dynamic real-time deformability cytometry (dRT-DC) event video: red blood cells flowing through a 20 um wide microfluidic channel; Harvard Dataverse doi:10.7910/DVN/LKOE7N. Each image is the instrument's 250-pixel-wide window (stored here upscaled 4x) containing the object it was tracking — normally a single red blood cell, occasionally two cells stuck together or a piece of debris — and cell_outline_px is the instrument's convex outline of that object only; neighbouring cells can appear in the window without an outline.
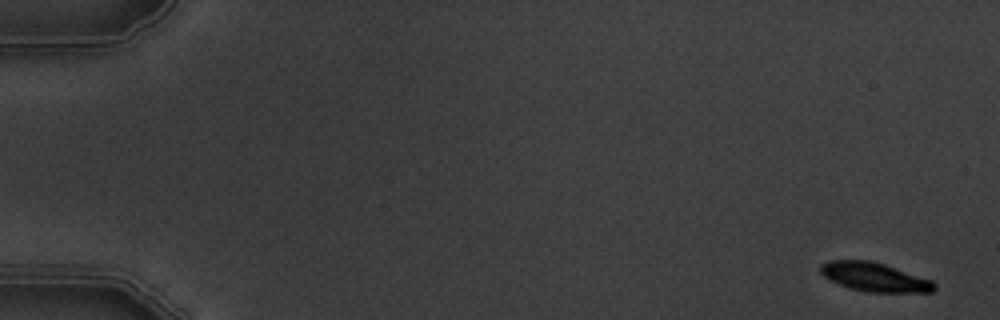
{"species": "common noctule bat (a hibernating species)", "species_latin": "Nyctalus noctula", "temperature_condition": "warm", "stored_images_in_passage": 6, "camera_frame_rate_fps": 3000, "um_per_image_px": 0.085, "animal": {"sex": "male", "body_mass_g": 19.5, "forearm_length_mm": 54.6}, "frame": {"image": 1, "passage_image": 1, "time_ms": 0.0, "image_size_px": [1000, 320], "cell_outline_px": [[936, 288], [932, 292], [868, 292], [848, 288], [828, 280], [820, 272], [820, 264], [828, 260], [872, 260], [932, 280], [936, 284]], "centroid_in_image_um": [74.3, 23.55], "position_along_channel_um": 10.7, "area_um2": 19.31}}
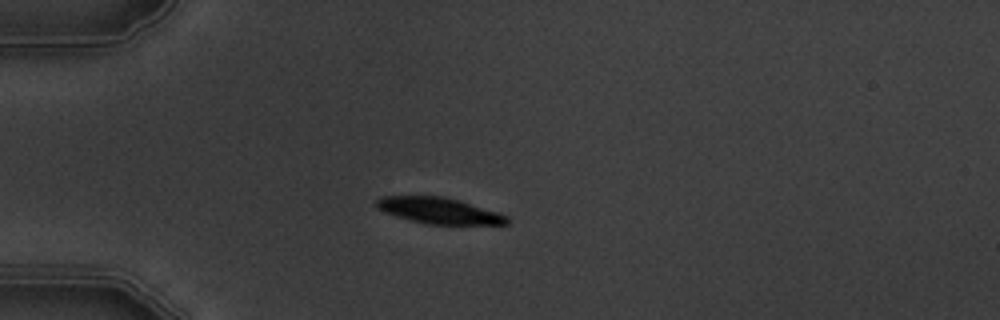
{"frame": {"image": 2, "passage_image": 5, "time_ms": 4.667, "image_size_px": [1000, 320], "cell_outline_px": [[508, 224], [424, 224], [408, 220], [396, 216], [376, 208], [376, 200], [380, 196], [444, 196], [460, 200], [500, 212], [508, 216]], "centroid_in_image_um": [37.32, 17.9], "position_along_channel_um": 47.7, "area_um2": 20.0}}